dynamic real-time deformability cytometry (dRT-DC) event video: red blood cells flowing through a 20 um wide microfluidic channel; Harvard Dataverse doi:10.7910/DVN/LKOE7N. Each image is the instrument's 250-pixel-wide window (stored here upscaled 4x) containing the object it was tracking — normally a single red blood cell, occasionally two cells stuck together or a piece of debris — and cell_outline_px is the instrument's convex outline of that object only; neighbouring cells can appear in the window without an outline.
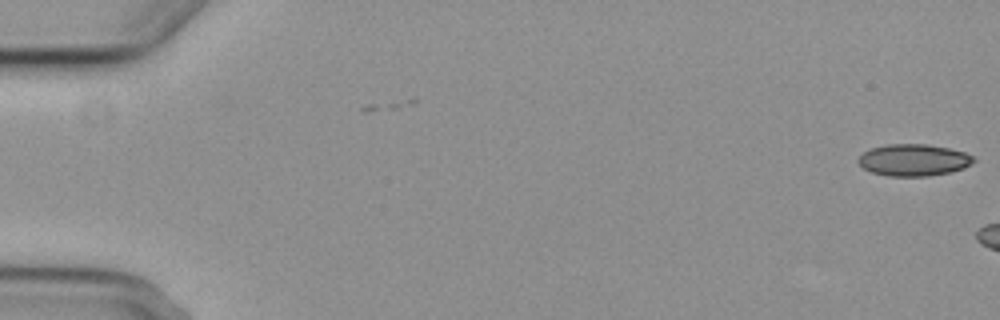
{"species": "common noctule bat (a hibernating species)", "species_latin": "Nyctalus noctula", "temperature_condition": "cold", "stored_images_in_passage": 2, "camera_frame_rate_fps": 3000, "um_per_image_px": 0.085, "animal": {"sex": "female", "body_mass_g": 29.2, "forearm_length_mm": 56.3}, "frame": {"image": 1, "passage_image": 2, "time_ms": 1.0, "image_size_px": [1000, 320], "cell_outline_px": [[976, 160], [972, 164], [964, 168], [948, 172], [928, 176], [888, 176], [872, 172], [864, 168], [856, 160], [864, 152], [872, 148], [884, 144], [928, 144], [948, 148], [964, 152], [976, 156]], "centroid_in_image_um": [77.68, 13.59], "position_along_channel_um": 7.3, "area_um2": 21.44}}